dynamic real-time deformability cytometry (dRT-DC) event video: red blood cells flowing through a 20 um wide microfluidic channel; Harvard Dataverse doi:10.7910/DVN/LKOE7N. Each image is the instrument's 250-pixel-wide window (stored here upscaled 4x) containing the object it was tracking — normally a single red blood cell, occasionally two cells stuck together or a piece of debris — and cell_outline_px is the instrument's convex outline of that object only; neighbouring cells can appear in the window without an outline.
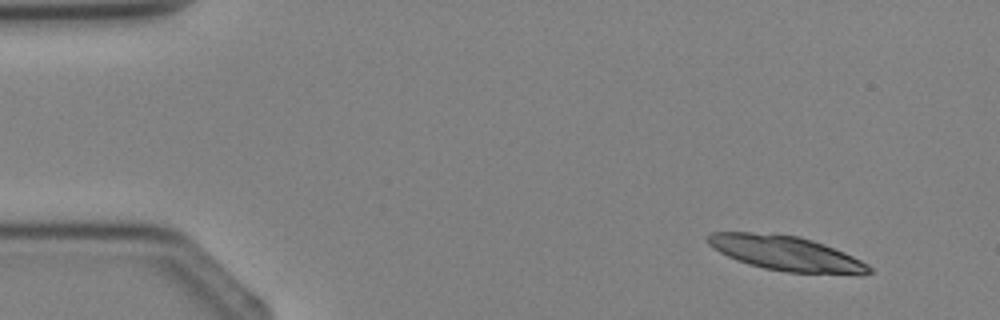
{"species": "Egyptian fruit bat (a non-hibernating species)", "species_latin": "Rousettus aegyptiacus", "temperature_condition": "cold", "stored_images_in_passage": 4, "camera_frame_rate_fps": 3000, "um_per_image_px": 0.085, "animal": {"sex": "female"}, "frame": {"image": 1, "passage_image": 1, "time_ms": 0.0, "image_size_px": [1000, 320], "cell_outline_px": [[872, 272], [864, 276], [860, 276], [788, 272], [764, 268], [748, 264], [736, 260], [720, 252], [708, 244], [704, 236], [712, 232], [748, 232], [800, 236], [824, 244], [844, 252], [868, 264], [872, 268]], "centroid_in_image_um": [66.87, 21.56], "position_along_channel_um": 18.1, "area_um2": 33.0}}